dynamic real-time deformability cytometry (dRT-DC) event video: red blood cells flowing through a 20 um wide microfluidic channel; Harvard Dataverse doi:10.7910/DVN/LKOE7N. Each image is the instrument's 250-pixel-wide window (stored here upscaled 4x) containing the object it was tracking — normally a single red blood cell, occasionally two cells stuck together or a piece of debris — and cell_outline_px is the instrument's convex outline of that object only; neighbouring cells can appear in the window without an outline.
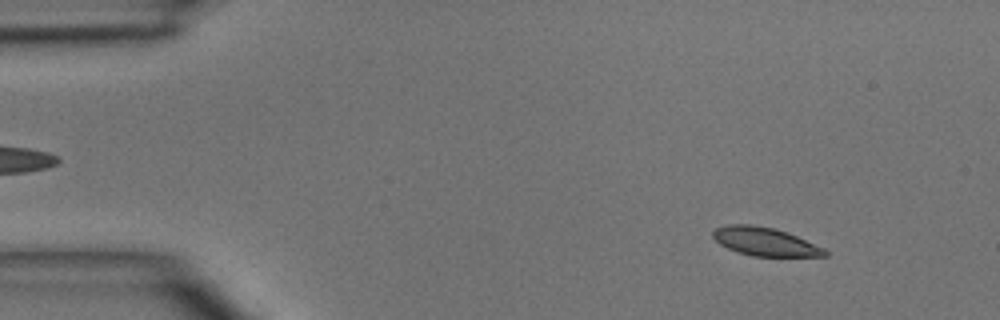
{"species": "common noctule bat (a hibernating species)", "species_latin": "Nyctalus noctula", "temperature_condition": "room temperature", "stored_images_in_passage": 4, "camera_frame_rate_fps": 3000, "um_per_image_px": 0.085, "animal": {"sex": "male", "body_mass_g": 15.6}, "frame": {"image": 1, "passage_image": 1, "time_ms": 0.0, "image_size_px": [1000, 320], "cell_outline_px": [[828, 256], [752, 256], [736, 252], [720, 244], [712, 236], [712, 232], [716, 228], [728, 224], [748, 224], [776, 228], [788, 232], [824, 248], [828, 252]], "centroid_in_image_um": [65.02, 20.53], "position_along_channel_um": 20.0, "area_um2": 18.55}}
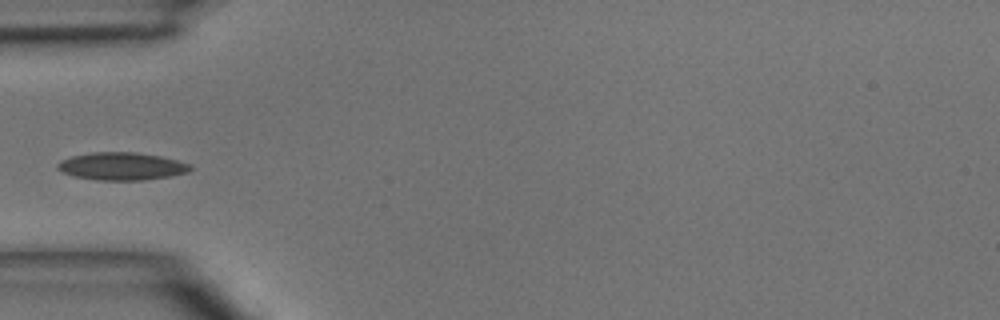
{"frame": {"image": 2, "passage_image": 4, "time_ms": 3.333, "image_size_px": [1000, 320], "cell_outline_px": [[192, 168], [188, 172], [172, 176], [140, 180], [96, 180], [76, 176], [64, 172], [56, 168], [56, 164], [60, 160], [72, 156], [92, 152], [136, 152], [160, 156], [192, 164]], "centroid_in_image_um": [10.36, 14.12], "position_along_channel_um": 74.6, "area_um2": 21.39}}